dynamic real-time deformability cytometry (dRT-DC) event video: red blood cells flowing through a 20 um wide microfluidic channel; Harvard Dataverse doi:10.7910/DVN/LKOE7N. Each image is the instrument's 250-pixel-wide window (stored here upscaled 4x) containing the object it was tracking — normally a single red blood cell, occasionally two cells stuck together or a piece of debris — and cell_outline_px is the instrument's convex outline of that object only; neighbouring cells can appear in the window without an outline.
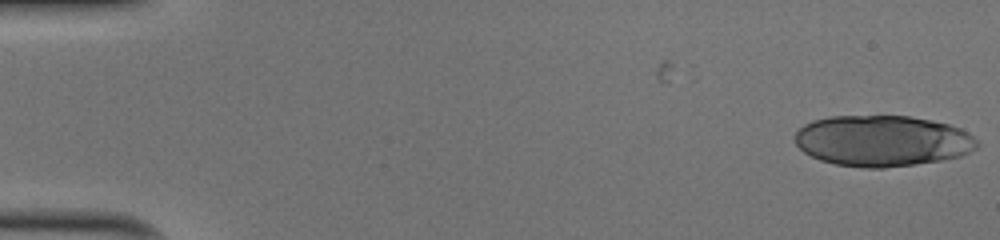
{"species": "human", "species_latin": "Homo sapiens", "temperature_condition": "cold", "stored_images_in_passage": 50, "segment_of_instrument_passage": [1, 2], "camera_frame_rate_fps": 3000, "um_per_image_px": 0.085, "donor": {"sex": "male"}, "frame": {"image": 1, "passage_image": 1, "time_ms": 0.0, "image_size_px": [1000, 240], "cell_outline_px": [[980, 144], [976, 148], [960, 156], [940, 160], [884, 168], [864, 168], [836, 164], [820, 160], [804, 152], [796, 144], [796, 132], [804, 124], [812, 120], [828, 116], [908, 116], [948, 124], [960, 128], [968, 132]], "centroid_in_image_um": [74.98, 11.97], "position_along_channel_um": 10.0, "area_um2": 53.93}}
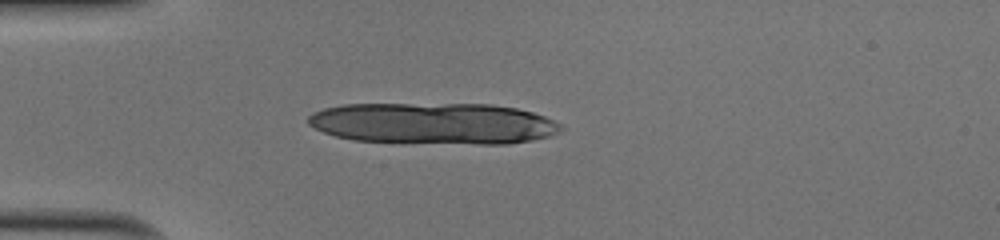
{"frame": {"image": 2, "passage_image": 14, "time_ms": 4.333, "image_size_px": [1000, 240], "cell_outline_px": [[564, 128], [560, 132], [548, 136], [532, 140], [508, 144], [480, 144], [356, 140], [336, 136], [324, 132], [308, 124], [308, 116], [312, 112], [324, 108], [344, 104], [492, 104], [516, 108], [532, 112], [544, 116], [560, 124]], "centroid_in_image_um": [36.87, 10.48], "position_along_channel_um": 48.1, "area_um2": 60.81}}